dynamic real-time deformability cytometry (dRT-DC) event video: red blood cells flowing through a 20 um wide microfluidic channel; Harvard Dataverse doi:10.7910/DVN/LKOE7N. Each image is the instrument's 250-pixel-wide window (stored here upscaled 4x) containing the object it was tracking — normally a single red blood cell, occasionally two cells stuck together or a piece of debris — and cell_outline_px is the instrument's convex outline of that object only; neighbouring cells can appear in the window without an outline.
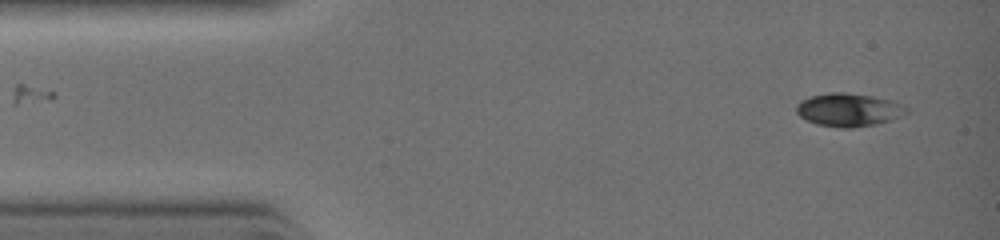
{"species": "common noctule bat (a hibernating species)", "species_latin": "Nyctalus noctula", "temperature_condition": "warm", "stored_images_in_passage": 16, "camera_frame_rate_fps": 3000, "um_per_image_px": 0.085, "animal": {"sex": "female", "body_mass_g": 19.0, "forearm_length_mm": 51.5}, "frame": {"image": 1, "passage_image": 1, "time_ms": 0.0, "image_size_px": [1000, 240], "cell_outline_px": [[908, 112], [888, 120], [876, 124], [848, 128], [844, 128], [816, 124], [800, 116], [796, 112], [796, 104], [800, 100], [808, 96], [828, 92], [848, 92], [872, 96], [892, 100], [904, 104], [908, 108]], "centroid_in_image_um": [72.11, 9.31], "position_along_channel_um": 12.9, "area_um2": 21.33}}
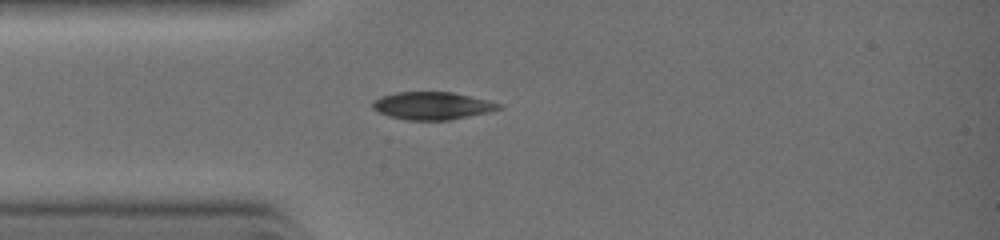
{"frame": {"image": 2, "passage_image": 10, "time_ms": 2.0, "image_size_px": [1000, 240], "cell_outline_px": [[500, 108], [488, 112], [448, 120], [408, 120], [388, 116], [372, 108], [372, 100], [380, 96], [396, 92], [452, 92], [488, 100], [500, 104]], "centroid_in_image_um": [36.68, 8.98], "position_along_channel_um": 48.3, "area_um2": 20.17}}
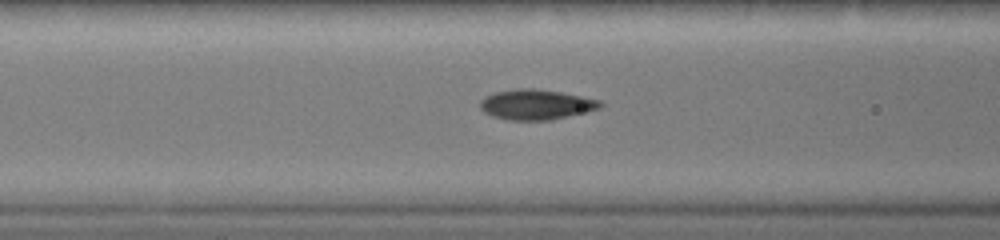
{"frame": {"image": 3, "passage_image": 16, "time_ms": 3.333, "image_size_px": [1000, 240], "cell_outline_px": [[604, 104], [600, 108], [552, 120], [508, 120], [492, 116], [484, 112], [480, 108], [480, 104], [488, 96], [496, 92], [560, 92], [600, 100]], "centroid_in_image_um": [45.63, 8.96], "position_along_channel_um": 121.0, "area_um2": 19.71}}